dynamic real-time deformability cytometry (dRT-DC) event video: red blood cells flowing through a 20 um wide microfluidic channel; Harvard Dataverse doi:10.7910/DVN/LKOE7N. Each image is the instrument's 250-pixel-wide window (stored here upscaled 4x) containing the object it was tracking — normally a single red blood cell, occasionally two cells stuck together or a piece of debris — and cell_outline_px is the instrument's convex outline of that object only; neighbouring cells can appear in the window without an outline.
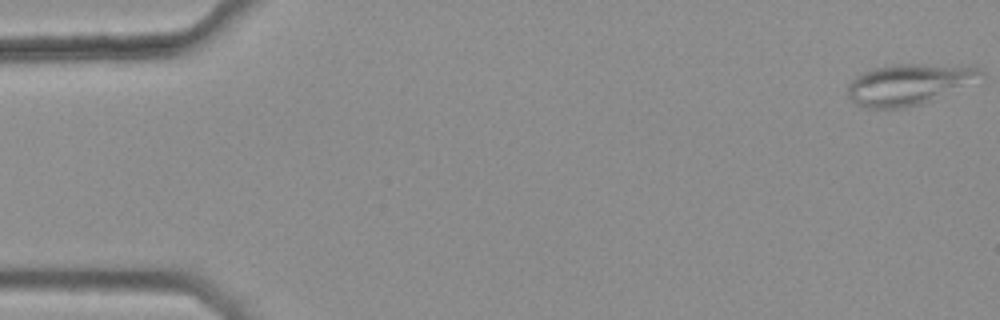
{"species": "common noctule bat (a hibernating species)", "species_latin": "Nyctalus noctula", "temperature_condition": "warm", "stored_images_in_passage": 47, "camera_frame_rate_fps": 3000, "um_per_image_px": 0.085, "animal": {"sex": "female", "body_mass_g": 25.1}, "frame": {"image": 1, "passage_image": 1, "time_ms": 0.0, "image_size_px": [1000, 320], "cell_outline_px": [[984, 76], [932, 100], [920, 104], [904, 108], [868, 108], [852, 100], [848, 96], [848, 84], [856, 76], [872, 68], [896, 64], [924, 64], [980, 68], [984, 72]], "centroid_in_image_um": [77.2, 7.16], "position_along_channel_um": 7.8, "area_um2": 31.04}}
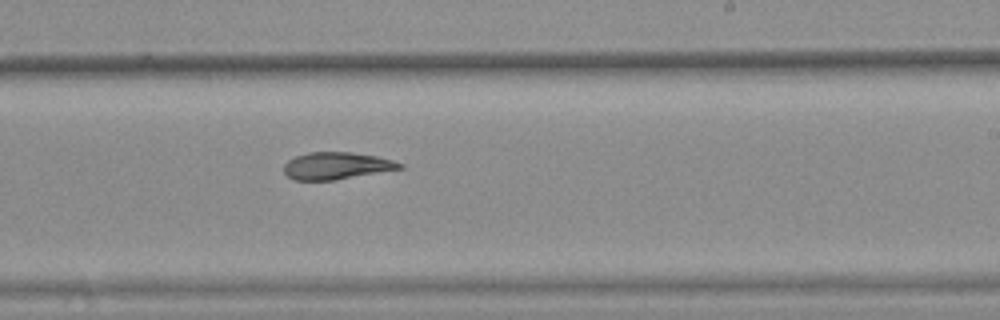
{"frame": {"image": 2, "passage_image": 32, "time_ms": 10.333, "image_size_px": [1000, 320], "cell_outline_px": [[404, 168], [332, 180], [292, 180], [284, 172], [284, 164], [288, 160], [296, 156], [308, 152], [352, 152], [376, 156], [392, 160], [404, 164]], "centroid_in_image_um": [28.58, 14.08], "position_along_channel_um": 260.4, "area_um2": 18.21}}
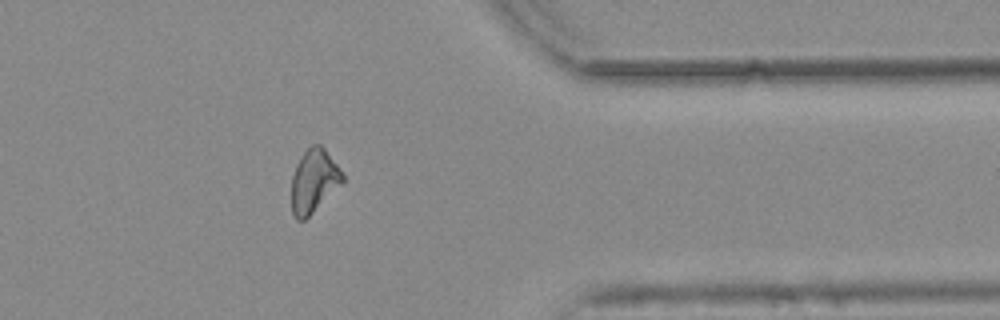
{"frame": {"image": 3, "passage_image": 43, "time_ms": 14.0, "image_size_px": [1000, 320], "cell_outline_px": [[344, 180], [304, 220], [296, 220], [292, 212], [292, 176], [296, 164], [300, 156], [312, 144], [320, 144], [324, 148], [340, 168], [344, 176]], "centroid_in_image_um": [26.66, 15.35], "position_along_channel_um": 384.7, "area_um2": 18.44}, "authors_computed_cell_mechanics": {"area_um2": 19.652, "velocity_mm_per_s": 3.7941, "shape_relaxation_time_tau1_ms": null, "shape_relaxation_time_tau2_ms": 7.8603, "deformation_change_tau1": null, "deformation_change_tau2": 0.1417}}